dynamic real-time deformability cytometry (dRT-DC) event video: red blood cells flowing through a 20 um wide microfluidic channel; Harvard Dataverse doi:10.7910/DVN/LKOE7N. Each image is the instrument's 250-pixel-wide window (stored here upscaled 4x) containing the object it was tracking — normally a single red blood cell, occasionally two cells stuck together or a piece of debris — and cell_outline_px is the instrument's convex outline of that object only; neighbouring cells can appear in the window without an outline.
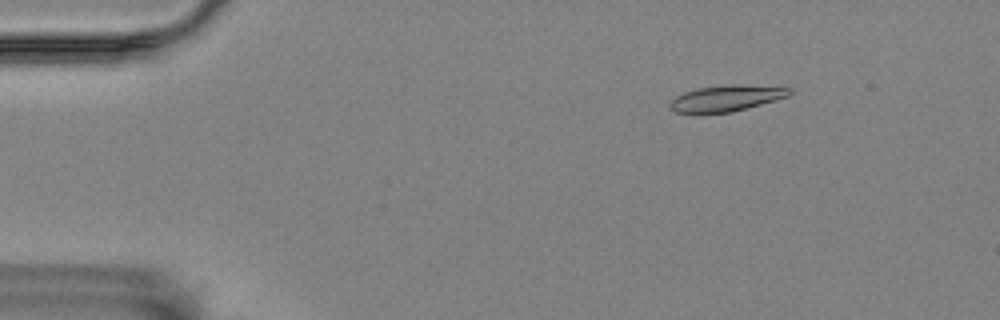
{"species": "Egyptian fruit bat (a non-hibernating species)", "species_latin": "Rousettus aegyptiacus", "temperature_condition": "room temperature", "stored_images_in_passage": 53, "camera_frame_rate_fps": 3000, "um_per_image_px": 0.085, "animal": {"sex": "female"}, "frame": {"image": 1, "passage_image": 4, "time_ms": 1.0, "image_size_px": [1000, 320], "cell_outline_px": [[792, 92], [788, 96], [732, 112], [700, 116], [696, 116], [676, 112], [668, 104], [676, 96], [684, 92], [696, 88], [724, 84], [736, 84], [792, 88]], "centroid_in_image_um": [61.64, 8.38], "position_along_channel_um": 23.4, "area_um2": 18.73}}
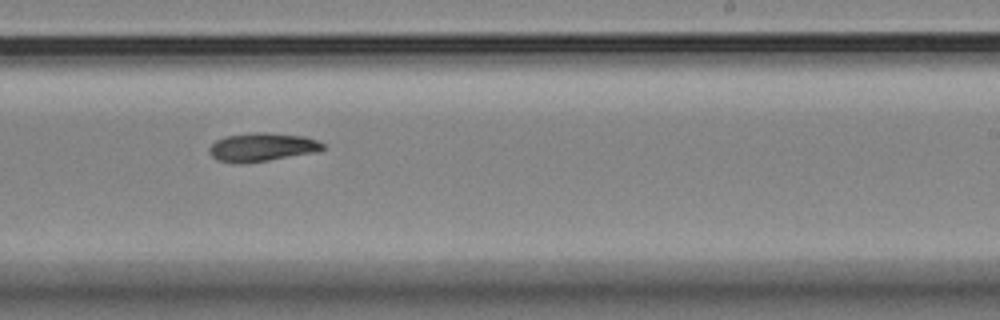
{"frame": {"image": 2, "passage_image": 31, "time_ms": 10.0, "image_size_px": [1000, 320], "cell_outline_px": [[324, 148], [312, 152], [268, 160], [216, 160], [208, 152], [208, 148], [216, 140], [224, 136], [256, 132], [268, 132], [304, 136], [316, 140], [324, 144]], "centroid_in_image_um": [22.27, 12.45], "position_along_channel_um": 266.7, "area_um2": 17.98}}
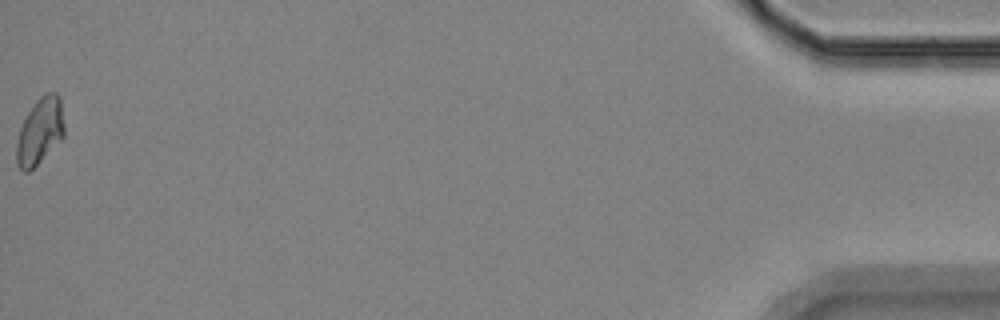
{"frame": {"image": 3, "passage_image": 53, "time_ms": 17.333, "image_size_px": [1000, 320], "cell_outline_px": [[64, 136], [28, 172], [24, 172], [16, 164], [16, 144], [20, 128], [28, 112], [36, 100], [44, 92], [56, 92], [60, 96], [64, 124]], "centroid_in_image_um": [3.39, 11.11], "position_along_channel_um": 431.8, "area_um2": 18.32}, "authors_computed_cell_mechanics": {"area_um2": 18.3226, "velocity_mm_per_s": 3.5351, "shape_relaxation_time_tau1_ms": 4.4845, "shape_relaxation_time_tau2_ms": null, "deformation_change_tau1": 0.1259, "deformation_change_tau2": null}}